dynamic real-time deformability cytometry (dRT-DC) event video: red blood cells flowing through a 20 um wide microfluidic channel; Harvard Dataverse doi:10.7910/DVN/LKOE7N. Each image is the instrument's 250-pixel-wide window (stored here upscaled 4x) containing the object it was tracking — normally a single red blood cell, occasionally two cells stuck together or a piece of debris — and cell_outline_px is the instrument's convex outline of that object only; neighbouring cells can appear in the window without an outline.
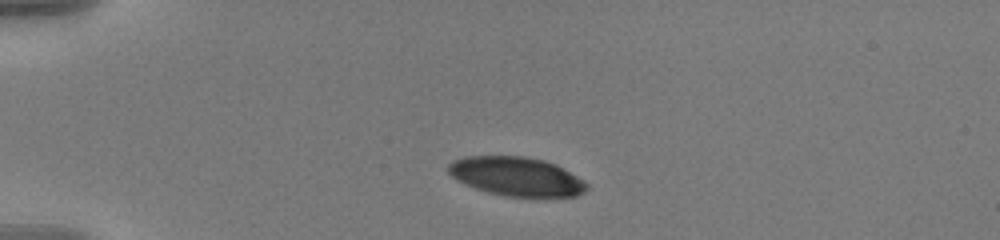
{"species": "human", "species_latin": "Homo sapiens", "temperature_condition": "warm", "stored_images_in_passage": 44, "camera_frame_rate_fps": 3000, "um_per_image_px": 0.085, "donor": {"sex": "male"}, "frame": {"image": 1, "passage_image": 1, "time_ms": 0.0, "image_size_px": [1000, 240], "cell_outline_px": [[588, 188], [584, 192], [576, 196], [508, 196], [488, 192], [476, 188], [456, 180], [448, 172], [448, 164], [452, 160], [464, 156], [524, 156], [544, 160], [556, 164], [584, 180], [588, 184]], "centroid_in_image_um": [43.89, 14.98], "position_along_channel_um": 41.1, "area_um2": 31.33}}
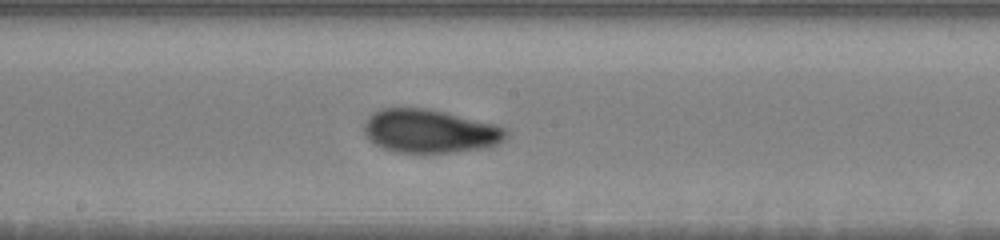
{"frame": {"image": 2, "passage_image": 19, "time_ms": 6.0, "image_size_px": [1000, 240], "cell_outline_px": [[508, 136], [504, 140], [496, 144], [480, 148], [456, 152], [396, 152], [380, 148], [368, 140], [364, 136], [364, 124], [368, 116], [372, 112], [380, 108], [428, 108], [492, 124], [504, 128], [508, 132]], "centroid_in_image_um": [36.45, 11.15], "position_along_channel_um": 211.8, "area_um2": 35.89}}
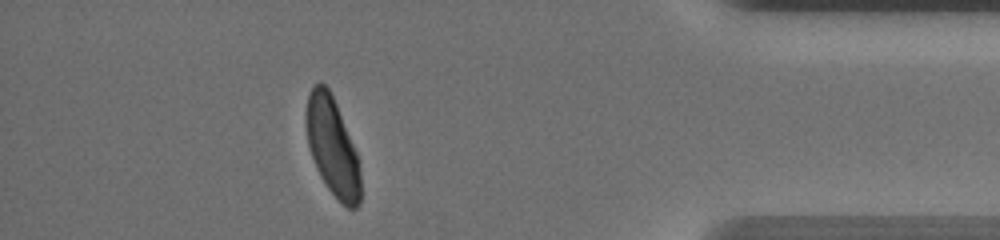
{"frame": {"image": 3, "passage_image": 38, "time_ms": 12.333, "image_size_px": [1000, 240], "cell_outline_px": [[360, 204], [356, 208], [348, 208], [328, 188], [320, 176], [316, 168], [308, 144], [304, 120], [304, 116], [308, 96], [312, 88], [320, 80], [328, 88], [336, 104], [356, 152], [360, 164]], "centroid_in_image_um": [28.23, 12.45], "position_along_channel_um": 407.0, "area_um2": 30.87}, "authors_computed_cell_mechanics": {"area_um2": 33.8419, "velocity_mm_per_s": 3.6124, "shape_relaxation_time_tau1_ms": 3.6332, "shape_relaxation_time_tau2_ms": 0.9602, "deformation_change_tau1": 0.1714, "deformation_change_tau2": 0.058}}